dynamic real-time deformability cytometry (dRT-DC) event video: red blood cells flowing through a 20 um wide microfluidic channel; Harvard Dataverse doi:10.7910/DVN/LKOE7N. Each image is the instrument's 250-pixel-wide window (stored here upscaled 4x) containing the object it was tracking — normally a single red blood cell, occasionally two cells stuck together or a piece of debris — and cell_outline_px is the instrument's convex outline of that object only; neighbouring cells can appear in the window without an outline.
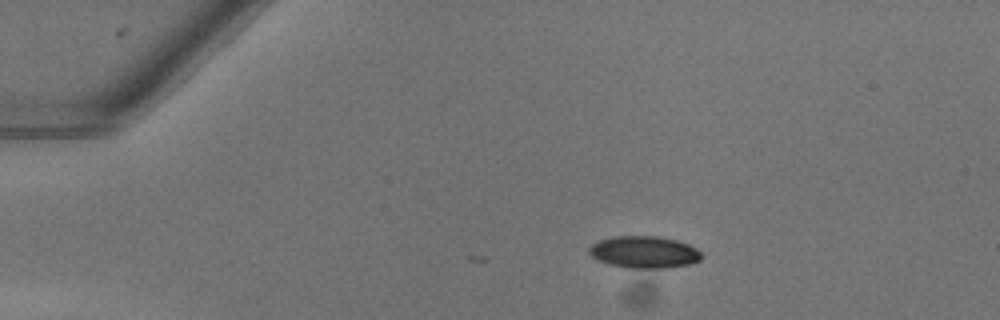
{"species": "common noctule bat (a hibernating species)", "species_latin": "Nyctalus noctula", "temperature_condition": "warm", "stored_images_in_passage": 9, "camera_frame_rate_fps": 3000, "um_per_image_px": 0.085, "animal": {"sex": "female"}, "frame": {"image": 1, "passage_image": 1, "time_ms": 0.0, "image_size_px": [1000, 320], "cell_outline_px": [[700, 260], [688, 264], [668, 268], [632, 268], [608, 264], [592, 256], [588, 252], [588, 248], [592, 244], [600, 240], [616, 236], [656, 236], [676, 240], [688, 244], [696, 248], [700, 252]], "centroid_in_image_um": [54.74, 21.43], "position_along_channel_um": 30.3, "area_um2": 20.75}}
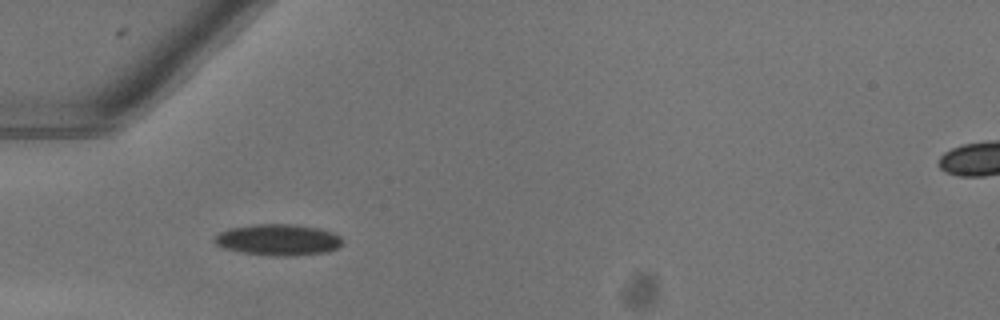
{"frame": {"image": 2, "passage_image": 8, "time_ms": 2.333, "image_size_px": [1000, 320], "cell_outline_px": [[340, 244], [336, 248], [324, 252], [288, 256], [268, 256], [244, 252], [224, 248], [216, 244], [212, 240], [220, 232], [232, 228], [252, 224], [296, 224], [320, 228], [332, 232], [340, 236]], "centroid_in_image_um": [23.62, 20.37], "position_along_channel_um": 61.4, "area_um2": 23.12}}